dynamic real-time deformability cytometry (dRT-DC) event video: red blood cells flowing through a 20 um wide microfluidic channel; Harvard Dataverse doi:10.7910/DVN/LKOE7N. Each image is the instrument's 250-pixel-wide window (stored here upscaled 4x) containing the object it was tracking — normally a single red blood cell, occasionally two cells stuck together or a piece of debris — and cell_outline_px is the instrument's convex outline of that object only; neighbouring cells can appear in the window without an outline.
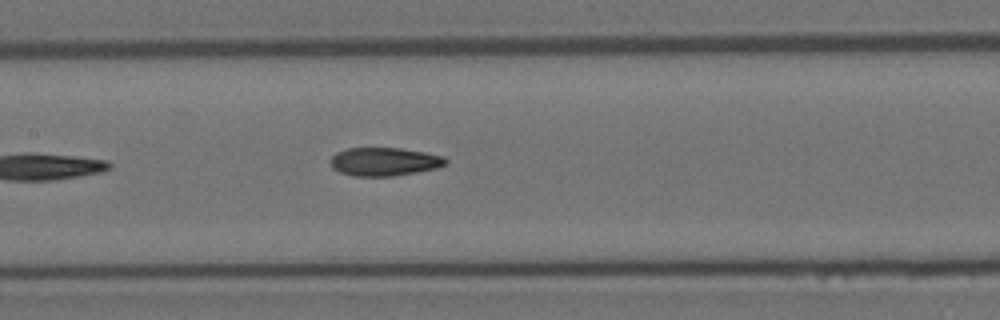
{"species": "Egyptian fruit bat (a non-hibernating species)", "species_latin": "Rousettus aegyptiacus", "temperature_condition": "room temperature", "stored_images_in_passage": 6, "camera_frame_rate_fps": 3000, "um_per_image_px": 0.085, "animal": {"sex": "female"}, "frame": {"image": 1, "passage_image": 6, "time_ms": 1.667, "image_size_px": [1000, 320], "cell_outline_px": [[448, 160], [444, 164], [436, 168], [416, 172], [392, 176], [352, 176], [340, 172], [332, 168], [328, 160], [336, 152], [348, 148], [400, 148], [424, 152], [444, 156]], "centroid_in_image_um": [32.62, 13.74], "position_along_channel_um": 174.8, "area_um2": 19.07}}